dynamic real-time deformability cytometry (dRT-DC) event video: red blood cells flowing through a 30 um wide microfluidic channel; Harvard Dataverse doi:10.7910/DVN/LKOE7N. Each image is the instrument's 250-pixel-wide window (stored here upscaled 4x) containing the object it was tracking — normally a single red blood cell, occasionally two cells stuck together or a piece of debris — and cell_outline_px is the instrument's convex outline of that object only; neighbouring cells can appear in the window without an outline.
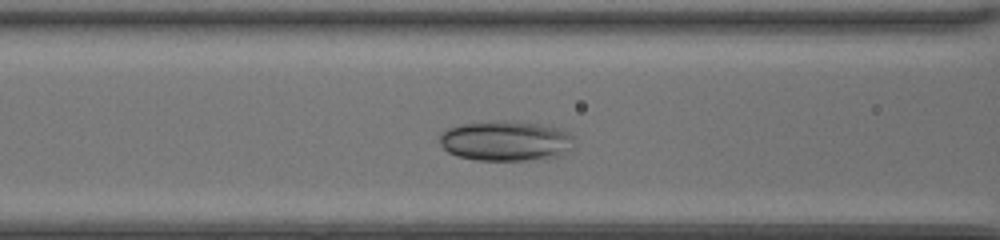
{"species": "common noctule bat (a hibernating species)", "species_latin": "Nyctalus noctula", "temperature_condition": "room temperature", "stored_images_in_passage": 40, "camera_frame_rate_fps": 3000, "um_per_image_px": 0.085, "animal": {"sex": "female", "body_mass_g": 20.0, "forearm_length_mm": 54.0}, "frame": {"image": 1, "passage_image": 12, "time_ms": 3.667, "image_size_px": [1000, 240], "cell_outline_px": [[572, 148], [564, 156], [548, 160], [476, 160], [456, 156], [448, 152], [440, 144], [440, 136], [448, 128], [460, 124], [500, 120], [512, 120], [540, 124], [564, 128], [572, 136]], "centroid_in_image_um": [43.06, 11.98], "position_along_channel_um": 123.5, "area_um2": 32.19}}